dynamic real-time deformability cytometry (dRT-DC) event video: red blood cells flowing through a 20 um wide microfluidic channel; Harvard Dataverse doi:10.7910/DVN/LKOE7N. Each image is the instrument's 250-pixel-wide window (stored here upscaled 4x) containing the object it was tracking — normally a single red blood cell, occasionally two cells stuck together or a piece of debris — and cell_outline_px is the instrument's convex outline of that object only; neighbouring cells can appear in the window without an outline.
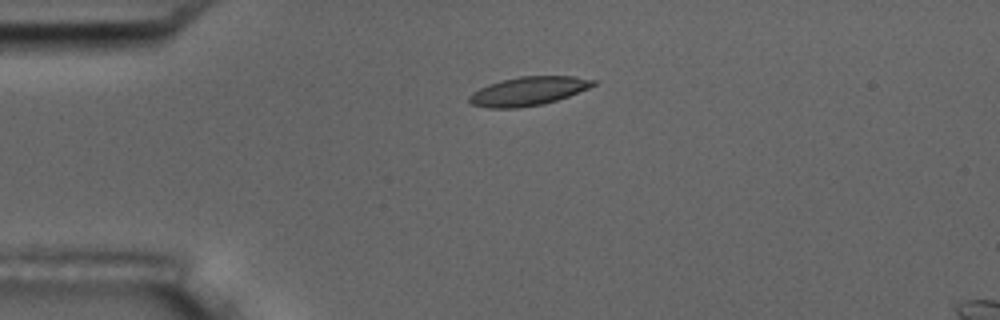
{"species": "common noctule bat (a hibernating species)", "species_latin": "Nyctalus noctula", "temperature_condition": "room temperature", "stored_images_in_passage": 5, "camera_frame_rate_fps": 3000, "um_per_image_px": 0.085, "animal": {"sex": "male", "body_mass_g": 17.5, "forearm_length_mm": 52.3}, "frame": {"image": 1, "passage_image": 4, "time_ms": 4.333, "image_size_px": [1000, 320], "cell_outline_px": [[596, 84], [588, 88], [568, 96], [544, 104], [516, 108], [488, 108], [472, 104], [468, 100], [468, 96], [472, 92], [488, 84], [520, 76], [572, 76], [596, 80]], "centroid_in_image_um": [44.88, 7.75], "position_along_channel_um": 40.1, "area_um2": 20.63}}